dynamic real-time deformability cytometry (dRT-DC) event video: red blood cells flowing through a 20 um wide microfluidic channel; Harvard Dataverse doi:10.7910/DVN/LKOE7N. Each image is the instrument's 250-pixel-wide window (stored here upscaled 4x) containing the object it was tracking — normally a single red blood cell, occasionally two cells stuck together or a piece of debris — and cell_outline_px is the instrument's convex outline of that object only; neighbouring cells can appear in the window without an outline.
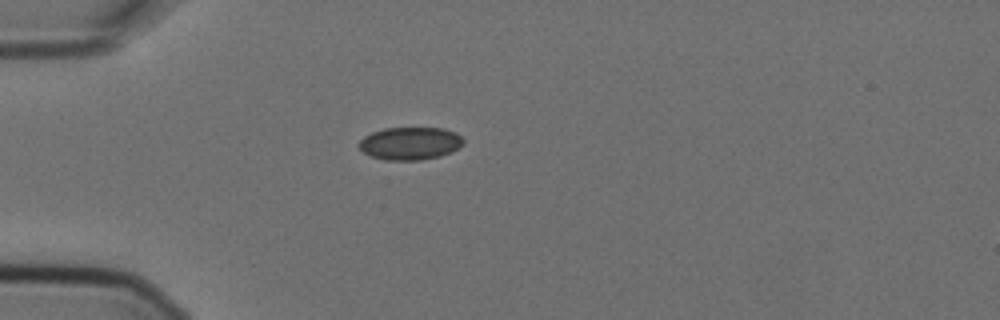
{"species": "Egyptian fruit bat (a non-hibernating species)", "species_latin": "Rousettus aegyptiacus", "temperature_condition": "cold", "stored_images_in_passage": 4, "camera_frame_rate_fps": 3000, "um_per_image_px": 0.085, "animal": {"sex": "female"}, "frame": {"image": 1, "passage_image": 4, "time_ms": 1.0, "image_size_px": [1000, 320], "cell_outline_px": [[464, 144], [452, 152], [440, 156], [420, 160], [384, 160], [372, 156], [364, 152], [356, 144], [364, 136], [372, 132], [384, 128], [444, 128], [456, 132], [464, 140]], "centroid_in_image_um": [34.87, 12.18], "position_along_channel_um": 50.1, "area_um2": 20.06}}